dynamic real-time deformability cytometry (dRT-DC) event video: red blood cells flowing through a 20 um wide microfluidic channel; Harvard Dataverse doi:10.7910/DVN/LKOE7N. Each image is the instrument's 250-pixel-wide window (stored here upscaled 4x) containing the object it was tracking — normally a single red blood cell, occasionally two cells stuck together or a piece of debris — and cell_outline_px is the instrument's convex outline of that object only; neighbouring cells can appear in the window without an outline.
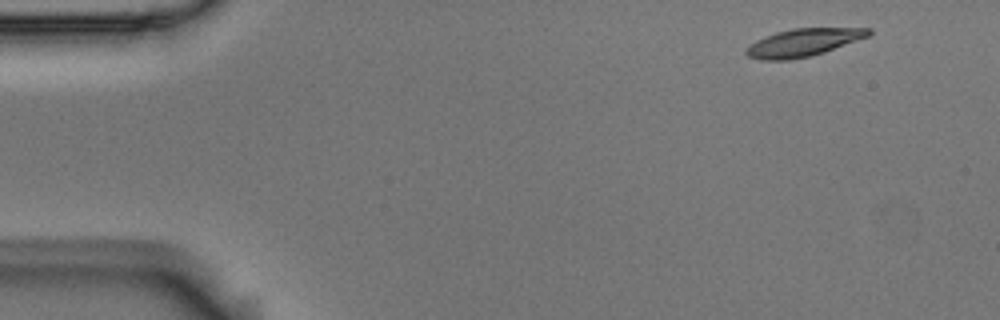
{"species": "Egyptian fruit bat (a non-hibernating species)", "species_latin": "Rousettus aegyptiacus", "temperature_condition": "room temperature", "stored_images_in_passage": 4, "segment_of_instrument_passage": [1, 2], "camera_frame_rate_fps": 3000, "um_per_image_px": 0.085, "animal": {"sex": "male"}, "frame": {"image": 1, "passage_image": 1, "time_ms": 0.0, "image_size_px": [1000, 320], "cell_outline_px": [[872, 32], [868, 36], [824, 52], [812, 56], [788, 60], [760, 60], [748, 56], [744, 52], [744, 48], [756, 40], [764, 36], [776, 32], [792, 28], [872, 28]], "centroid_in_image_um": [68.22, 3.62], "position_along_channel_um": 16.8, "area_um2": 19.83}}